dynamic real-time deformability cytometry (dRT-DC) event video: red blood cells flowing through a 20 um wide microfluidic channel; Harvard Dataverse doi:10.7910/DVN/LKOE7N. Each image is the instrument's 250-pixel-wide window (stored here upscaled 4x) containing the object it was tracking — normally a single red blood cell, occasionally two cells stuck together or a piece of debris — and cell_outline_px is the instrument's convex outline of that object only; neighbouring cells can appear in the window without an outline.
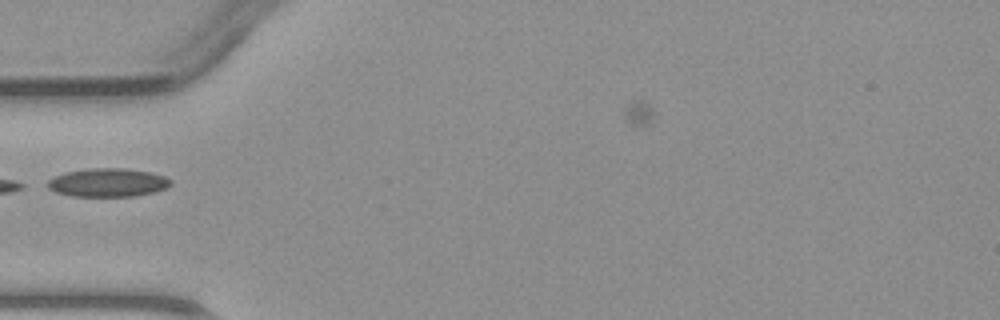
{"species": "common noctule bat (a hibernating species)", "species_latin": "Nyctalus noctula", "temperature_condition": "warm", "stored_images_in_passage": 3, "camera_frame_rate_fps": 3000, "um_per_image_px": 0.085, "animal": {"sex": "male", "body_mass_g": 23.1, "forearm_length_mm": 52.7}, "frame": {"image": 1, "passage_image": 3, "time_ms": 2.333, "image_size_px": [1000, 320], "cell_outline_px": [[172, 184], [168, 188], [136, 196], [72, 196], [56, 192], [48, 188], [48, 180], [64, 172], [88, 168], [124, 168], [148, 172], [164, 176], [172, 180]], "centroid_in_image_um": [9.18, 15.51], "position_along_channel_um": 75.8, "area_um2": 20.4}}